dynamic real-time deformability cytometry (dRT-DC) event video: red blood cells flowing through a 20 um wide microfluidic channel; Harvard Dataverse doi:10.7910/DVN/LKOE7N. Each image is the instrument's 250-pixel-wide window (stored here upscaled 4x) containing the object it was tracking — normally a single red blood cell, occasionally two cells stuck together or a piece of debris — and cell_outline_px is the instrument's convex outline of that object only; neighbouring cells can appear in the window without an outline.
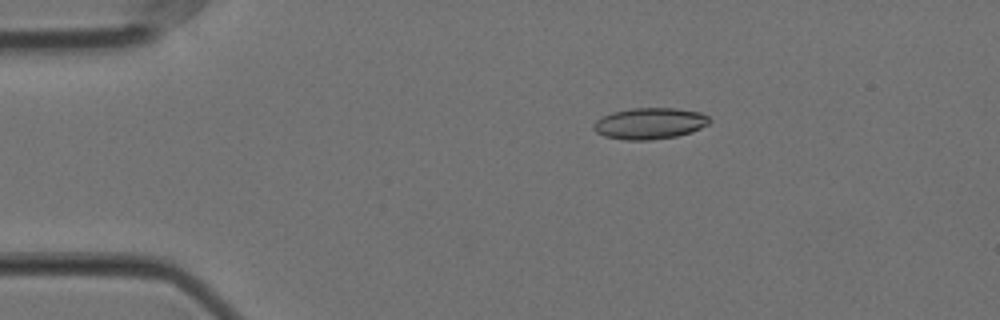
{"species": "Egyptian fruit bat (a non-hibernating species)", "species_latin": "Rousettus aegyptiacus", "temperature_condition": "cold", "stored_images_in_passage": 47, "camera_frame_rate_fps": 3000, "um_per_image_px": 0.085, "animal": {"sex": "female"}, "frame": {"image": 1, "passage_image": 1, "time_ms": 0.0, "image_size_px": [1000, 320], "cell_outline_px": [[712, 120], [708, 124], [692, 132], [676, 136], [652, 140], [624, 140], [604, 136], [596, 132], [592, 128], [592, 124], [596, 120], [612, 112], [632, 108], [676, 108], [700, 112], [708, 116]], "centroid_in_image_um": [55.22, 10.49], "position_along_channel_um": 29.8, "area_um2": 21.27}}
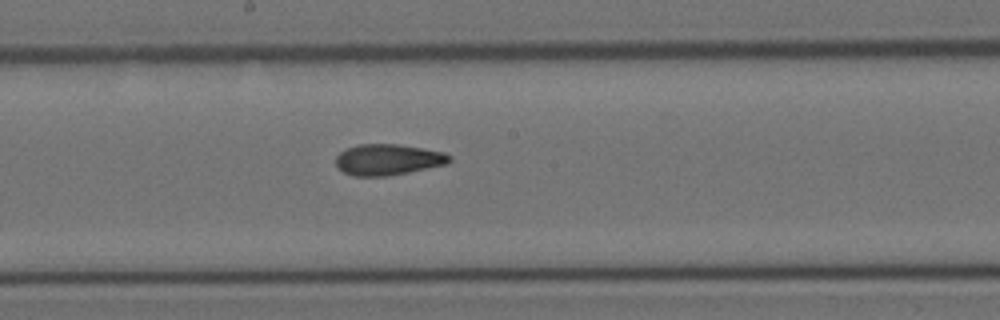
{"frame": {"image": 2, "passage_image": 21, "time_ms": 6.667, "image_size_px": [1000, 320], "cell_outline_px": [[452, 160], [448, 164], [408, 172], [384, 176], [356, 176], [344, 172], [336, 164], [336, 156], [344, 148], [360, 144], [396, 144], [444, 152], [452, 156]], "centroid_in_image_um": [32.99, 13.56], "position_along_channel_um": 215.2, "area_um2": 20.46}}
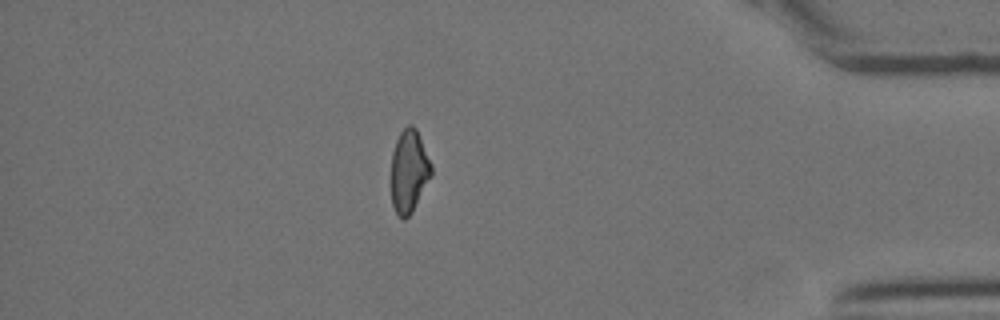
{"frame": {"image": 3, "passage_image": 40, "time_ms": 13.0, "image_size_px": [1000, 320], "cell_outline_px": [[432, 176], [412, 212], [404, 220], [396, 212], [392, 204], [392, 152], [396, 140], [400, 132], [408, 124], [412, 124], [416, 128], [432, 164]], "centroid_in_image_um": [34.78, 14.53], "position_along_channel_um": 400.4, "area_um2": 19.36}, "authors_computed_cell_mechanics": {"area_um2": 20.4034, "velocity_mm_per_s": 3.5542, "shape_relaxation_time_tau1_ms": 10.3469, "shape_relaxation_time_tau2_ms": 3.9843, "deformation_change_tau1": 0.1924, "deformation_change_tau2": 0.0895}}